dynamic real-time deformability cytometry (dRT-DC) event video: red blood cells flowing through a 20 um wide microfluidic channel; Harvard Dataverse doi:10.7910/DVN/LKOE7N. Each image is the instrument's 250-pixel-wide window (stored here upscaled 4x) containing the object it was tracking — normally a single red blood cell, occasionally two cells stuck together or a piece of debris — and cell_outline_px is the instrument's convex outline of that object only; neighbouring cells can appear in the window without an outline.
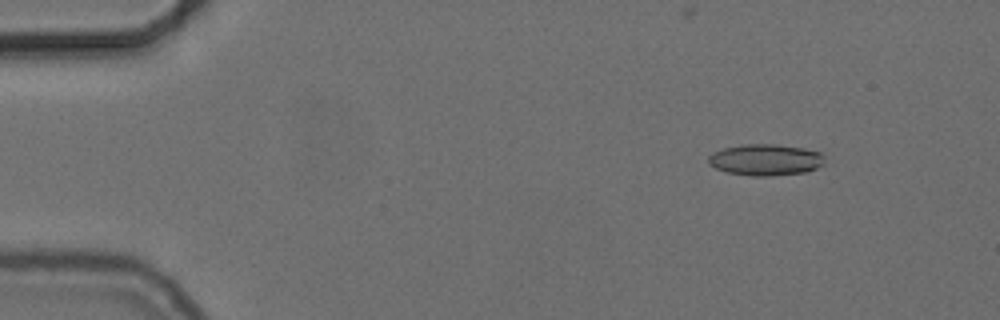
{"species": "common noctule bat (a hibernating species)", "species_latin": "Nyctalus noctula", "temperature_condition": "cold", "stored_images_in_passage": 56, "camera_frame_rate_fps": 3000, "um_per_image_px": 0.085, "animal": {"sex": "female", "body_mass_g": 24.6, "forearm_length_mm": 56.2}, "frame": {"image": 1, "passage_image": 7, "time_ms": 2.0, "image_size_px": [1000, 320], "cell_outline_px": [[824, 164], [816, 168], [804, 172], [772, 176], [752, 176], [728, 172], [716, 168], [708, 164], [708, 156], [712, 152], [724, 148], [740, 144], [776, 144], [804, 148], [820, 152], [824, 156]], "centroid_in_image_um": [65.06, 13.57], "position_along_channel_um": 19.9, "area_um2": 21.39}}
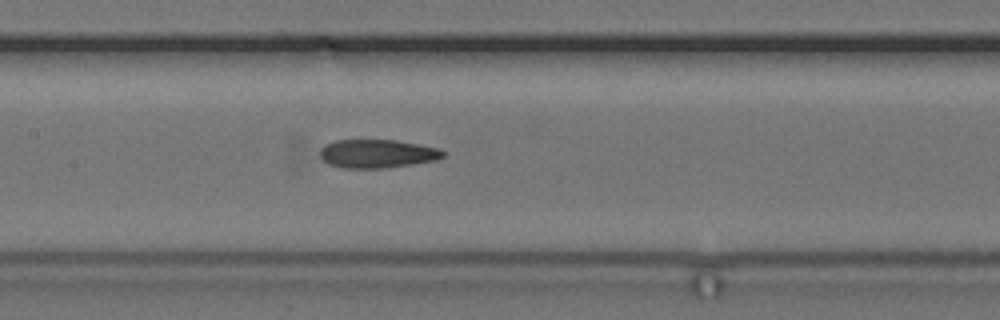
{"frame": {"image": 2, "passage_image": 27, "time_ms": 8.667, "image_size_px": [1000, 320], "cell_outline_px": [[444, 156], [436, 160], [412, 164], [384, 168], [344, 168], [328, 164], [320, 156], [320, 148], [324, 144], [336, 140], [396, 140], [420, 144], [440, 148], [444, 152]], "centroid_in_image_um": [32.06, 13.05], "position_along_channel_um": 175.3, "area_um2": 20.52}}
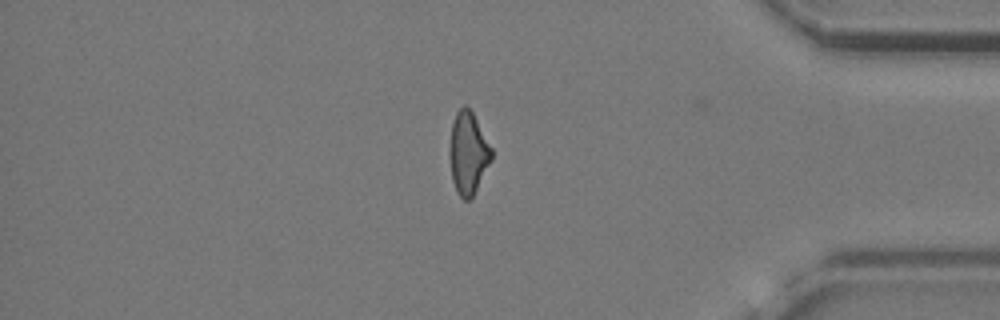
{"frame": {"image": 3, "passage_image": 47, "time_ms": 15.333, "image_size_px": [1000, 320], "cell_outline_px": [[492, 160], [472, 196], [468, 200], [464, 200], [456, 192], [452, 180], [448, 156], [448, 152], [452, 124], [456, 112], [464, 104], [472, 112], [492, 148]], "centroid_in_image_um": [39.77, 13.01], "position_along_channel_um": 395.4, "area_um2": 20.11}, "authors_computed_cell_mechanics": {"area_um2": 20.8369, "velocity_mm_per_s": 3.7374, "shape_relaxation_time_tau1_ms": null, "shape_relaxation_time_tau2_ms": 6.613, "deformation_change_tau1": null, "deformation_change_tau2": 0.17}}